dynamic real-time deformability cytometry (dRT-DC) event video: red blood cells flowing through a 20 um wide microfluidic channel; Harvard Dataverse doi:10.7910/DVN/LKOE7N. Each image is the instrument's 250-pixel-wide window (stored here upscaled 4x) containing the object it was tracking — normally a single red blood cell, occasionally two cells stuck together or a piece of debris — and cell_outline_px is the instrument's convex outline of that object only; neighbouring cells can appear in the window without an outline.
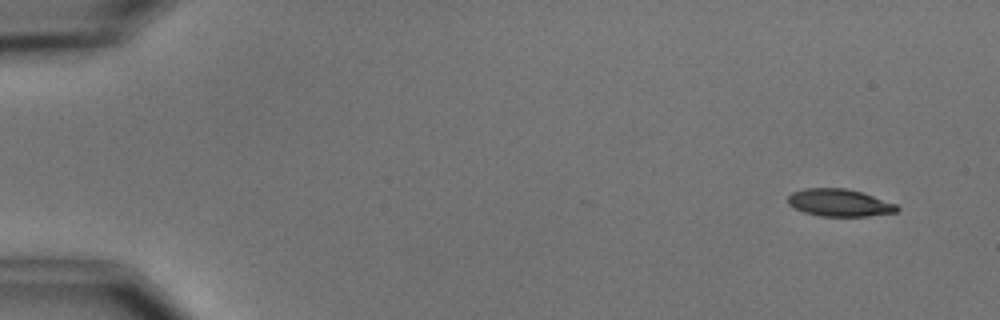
{"species": "common noctule bat (a hibernating species)", "species_latin": "Nyctalus noctula", "temperature_condition": "cold", "stored_images_in_passage": 6, "camera_frame_rate_fps": 3000, "um_per_image_px": 0.085, "animal": {"sex": "male", "body_mass_g": 15.6}, "frame": {"image": 1, "passage_image": 1, "time_ms": 0.0, "image_size_px": [1000, 320], "cell_outline_px": [[900, 208], [896, 212], [868, 216], [820, 216], [804, 212], [788, 204], [788, 196], [792, 192], [804, 188], [844, 188], [860, 192], [896, 204]], "centroid_in_image_um": [71.33, 17.23], "position_along_channel_um": 13.7, "area_um2": 17.22}}
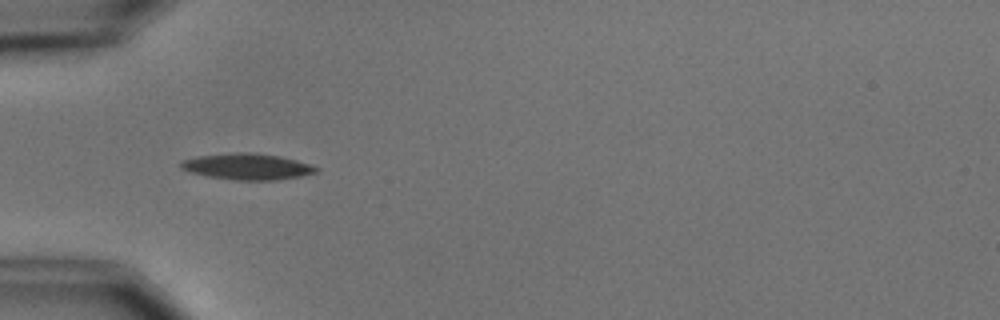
{"frame": {"image": 2, "passage_image": 5, "time_ms": 4.667, "image_size_px": [1000, 320], "cell_outline_px": [[320, 168], [316, 172], [300, 176], [276, 180], [236, 180], [208, 176], [188, 172], [180, 168], [180, 160], [196, 156], [236, 152], [252, 152], [280, 156], [296, 160]], "centroid_in_image_um": [20.97, 14.15], "position_along_channel_um": 64.0, "area_um2": 20.69}}